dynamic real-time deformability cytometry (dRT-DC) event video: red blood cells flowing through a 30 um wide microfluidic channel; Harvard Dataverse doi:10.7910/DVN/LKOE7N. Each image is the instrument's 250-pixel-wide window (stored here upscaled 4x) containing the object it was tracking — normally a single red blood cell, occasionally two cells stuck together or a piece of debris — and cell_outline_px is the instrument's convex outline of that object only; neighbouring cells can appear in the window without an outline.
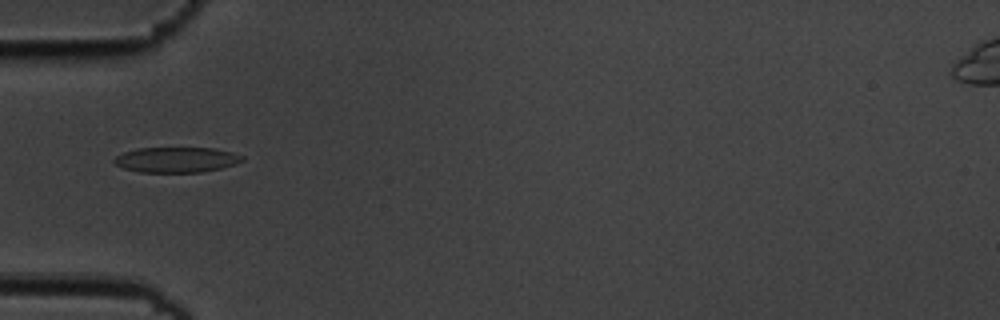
{"species": "common noctule bat (a hibernating species)", "species_latin": "Nyctalus noctula", "temperature_condition": "cold", "stored_images_in_passage": 7, "camera_frame_rate_fps": 3000, "um_per_image_px": 0.085, "animal": {"sex": "male", "body_mass_g": 19.5, "forearm_length_mm": 54.6}, "frame": {"image": 1, "passage_image": 6, "time_ms": 1.667, "image_size_px": [1000, 320], "cell_outline_px": [[244, 160], [236, 164], [220, 168], [200, 172], [140, 172], [124, 168], [116, 164], [112, 160], [116, 156], [124, 152], [136, 148], [216, 148], [232, 152], [244, 156]], "centroid_in_image_um": [15.01, 13.57], "position_along_channel_um": 70.0, "area_um2": 18.9}}
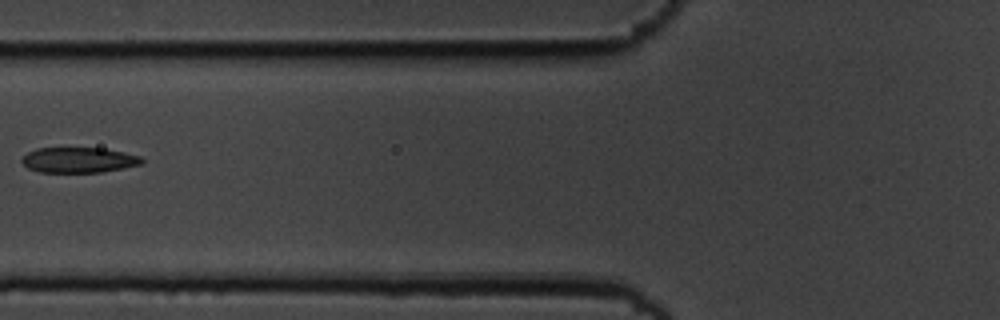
{"frame": {"image": 2, "passage_image": 7, "time_ms": 2.0, "image_size_px": [1000, 320], "cell_outline_px": [[144, 164], [100, 172], [40, 172], [28, 168], [20, 160], [28, 152], [36, 148], [104, 148], [124, 152], [140, 156], [144, 160]], "centroid_in_image_um": [6.71, 13.59], "position_along_channel_um": 119.1, "area_um2": 17.74}}